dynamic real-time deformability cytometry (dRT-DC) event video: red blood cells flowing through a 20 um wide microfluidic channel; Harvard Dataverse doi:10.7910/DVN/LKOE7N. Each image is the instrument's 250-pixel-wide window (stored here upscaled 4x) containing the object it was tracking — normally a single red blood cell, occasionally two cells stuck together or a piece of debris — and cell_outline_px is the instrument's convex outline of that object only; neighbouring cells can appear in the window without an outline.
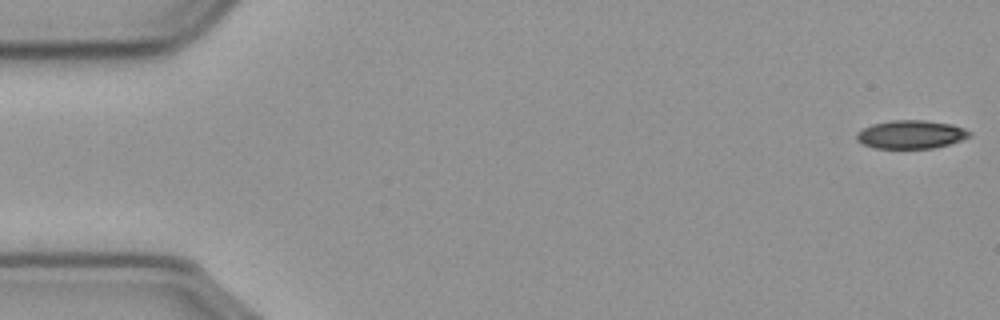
{"species": "common noctule bat (a hibernating species)", "species_latin": "Nyctalus noctula", "temperature_condition": "cold", "stored_images_in_passage": 45, "camera_frame_rate_fps": 3000, "um_per_image_px": 0.085, "animal": {"sex": "male", "body_mass_g": 23.1, "forearm_length_mm": 52.7}, "frame": {"image": 1, "passage_image": 1, "time_ms": 0.0, "image_size_px": [1000, 320], "cell_outline_px": [[972, 136], [948, 144], [932, 148], [876, 148], [864, 144], [856, 140], [856, 136], [864, 128], [872, 124], [892, 120], [924, 120], [952, 124], [964, 128], [972, 132]], "centroid_in_image_um": [77.47, 11.42], "position_along_channel_um": 7.5, "area_um2": 18.5}}
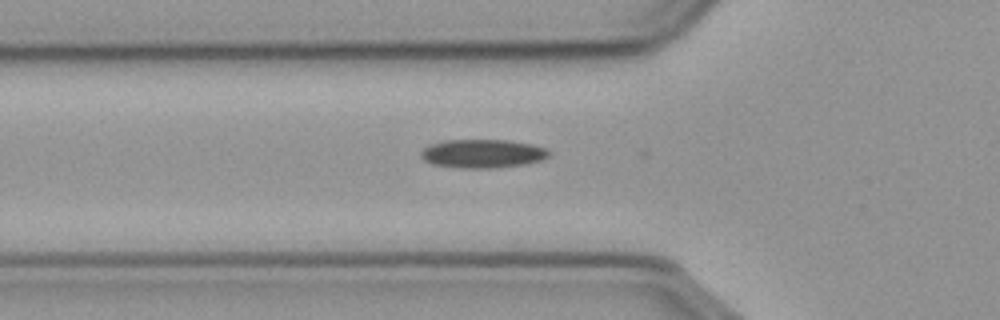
{"frame": {"image": 2, "passage_image": 19, "time_ms": 6.0, "image_size_px": [1000, 320], "cell_outline_px": [[548, 156], [540, 160], [524, 164], [492, 168], [464, 168], [436, 164], [424, 160], [420, 156], [420, 152], [424, 148], [432, 144], [448, 140], [508, 140], [532, 144], [548, 148]], "centroid_in_image_um": [41.04, 13.05], "position_along_channel_um": 84.8, "area_um2": 21.04}}
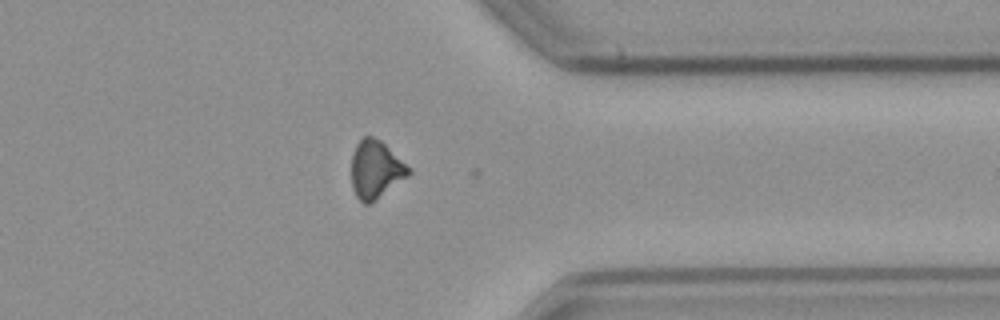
{"frame": {"image": 3, "passage_image": 44, "time_ms": 14.333, "image_size_px": [1000, 320], "cell_outline_px": [[412, 172], [408, 176], [376, 200], [368, 204], [364, 204], [356, 196], [352, 188], [352, 152], [356, 144], [364, 136], [372, 136], [380, 140], [412, 168]], "centroid_in_image_um": [31.94, 14.4], "position_along_channel_um": 379.5, "area_um2": 19.36}, "authors_computed_cell_mechanics": {"area_um2": 19.8254, "velocity_mm_per_s": 3.6301, "shape_relaxation_time_tau1_ms": 9.8317, "shape_relaxation_time_tau2_ms": null, "deformation_change_tau1": 0.1848, "deformation_change_tau2": null}}